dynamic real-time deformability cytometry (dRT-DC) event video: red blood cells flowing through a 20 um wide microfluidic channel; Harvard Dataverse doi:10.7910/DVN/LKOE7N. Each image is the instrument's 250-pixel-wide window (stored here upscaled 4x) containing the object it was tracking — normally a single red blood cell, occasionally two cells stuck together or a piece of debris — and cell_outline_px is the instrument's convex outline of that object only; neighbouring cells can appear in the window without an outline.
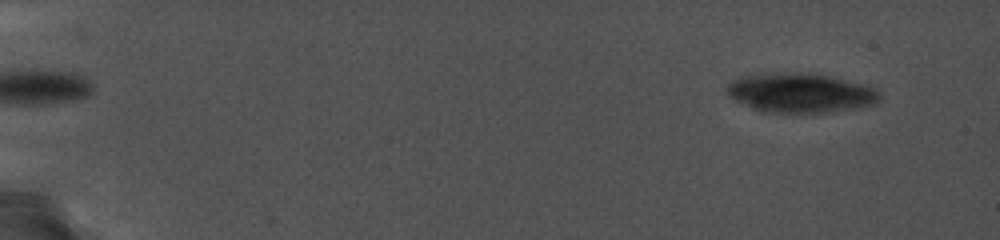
{"species": "common noctule bat (a hibernating species)", "species_latin": "Nyctalus noctula", "temperature_condition": "cold", "stored_images_in_passage": 46, "camera_frame_rate_fps": 5000, "um_per_image_px": 0.085, "animal": {"sex": "female", "body_mass_g": 19.0, "forearm_length_mm": 56.7}, "frame": {"image": 1, "passage_image": 8, "time_ms": 1.4, "image_size_px": [1000, 240], "cell_outline_px": [[880, 96], [876, 100], [864, 104], [824, 108], [764, 108], [752, 104], [732, 96], [724, 88], [728, 80], [736, 76], [752, 72], [812, 72], [832, 76], [868, 84], [876, 88], [880, 92]], "centroid_in_image_um": [67.95, 7.68], "position_along_channel_um": 17.0, "area_um2": 32.31}}
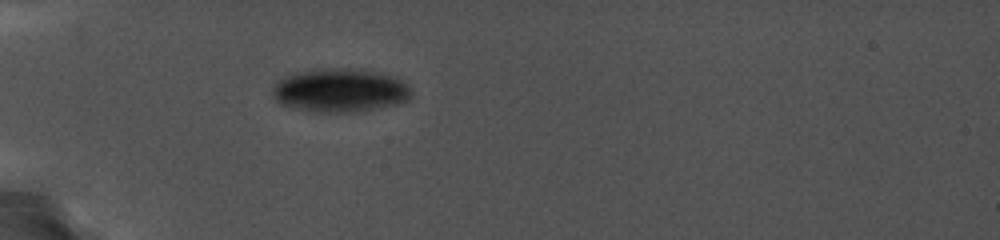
{"frame": {"image": 2, "passage_image": 34, "time_ms": 6.6, "image_size_px": [1000, 240], "cell_outline_px": [[408, 96], [404, 100], [352, 112], [316, 112], [284, 104], [276, 96], [276, 84], [288, 72], [312, 68], [360, 68], [384, 72], [396, 76], [408, 84]], "centroid_in_image_um": [28.9, 7.6], "position_along_channel_um": 56.1, "area_um2": 34.56}}